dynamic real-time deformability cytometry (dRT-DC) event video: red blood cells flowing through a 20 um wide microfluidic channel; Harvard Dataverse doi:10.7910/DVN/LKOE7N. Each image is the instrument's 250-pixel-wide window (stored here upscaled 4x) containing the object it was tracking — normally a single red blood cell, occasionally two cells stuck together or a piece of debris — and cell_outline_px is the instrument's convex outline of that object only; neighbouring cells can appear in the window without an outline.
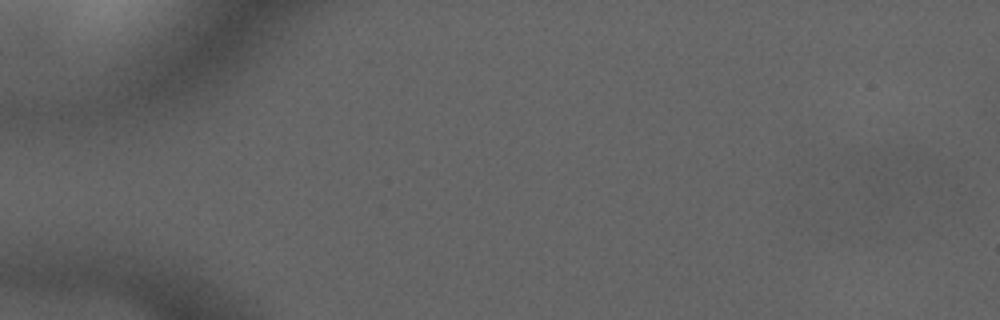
{"species": "common noctule bat (a hibernating species)", "species_latin": "Nyctalus noctula", "temperature_condition": "cold", "stored_images_in_passage": 3, "camera_frame_rate_fps": 3000, "um_per_image_px": 0.085, "animal": {"sex": "male", "forearm_length_mm": 52.5}, "frame": {"image": 1, "passage_image": 1, "time_ms": 0.0, "image_size_px": [1000, 320], "cell_outline_px": [[908, 168], [888, 204], [884, 204], [864, 200], [868, 168], [876, 160], [892, 152], [908, 156]], "centroid_in_image_um": [75.25, 15.09], "position_along_channel_um": 9.8, "area_um2": 11.33}}